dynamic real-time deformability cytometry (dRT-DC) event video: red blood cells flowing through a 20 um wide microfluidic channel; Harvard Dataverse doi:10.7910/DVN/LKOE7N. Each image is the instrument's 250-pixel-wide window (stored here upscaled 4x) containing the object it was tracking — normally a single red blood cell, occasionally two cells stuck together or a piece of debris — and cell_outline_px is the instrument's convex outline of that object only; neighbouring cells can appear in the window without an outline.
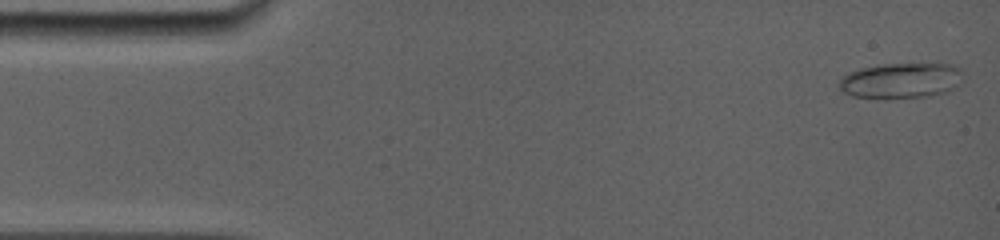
{"species": "common noctule bat (a hibernating species)", "species_latin": "Nyctalus noctula", "temperature_condition": "room temperature", "stored_images_in_passage": 38, "camera_frame_rate_fps": 5000, "um_per_image_px": 0.085, "animal": {"sex": "female", "body_mass_g": 19.0, "forearm_length_mm": 56.7}, "frame": {"image": 1, "passage_image": 1, "time_ms": 0.0, "image_size_px": [1000, 240], "cell_outline_px": [[960, 72], [956, 84], [944, 92], [932, 96], [852, 96], [844, 92], [840, 88], [840, 80], [848, 72], [860, 68], [876, 64], [956, 64], [960, 68]], "centroid_in_image_um": [76.54, 6.8], "position_along_channel_um": 8.5, "area_um2": 24.57}}
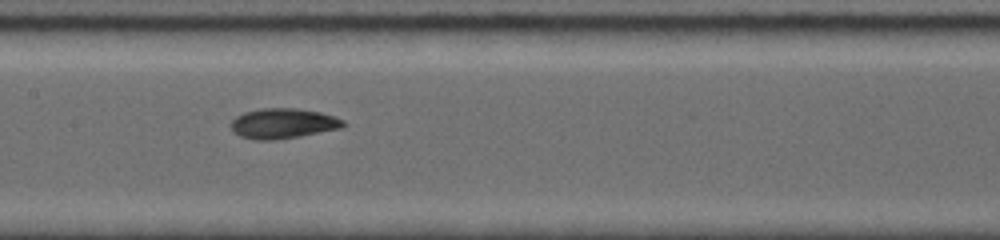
{"frame": {"image": 2, "passage_image": 20, "time_ms": 7.4, "image_size_px": [1000, 240], "cell_outline_px": [[348, 124], [340, 128], [300, 136], [276, 140], [256, 140], [240, 136], [228, 124], [236, 116], [244, 112], [260, 108], [296, 108], [320, 112], [344, 120]], "centroid_in_image_um": [24.04, 10.49], "position_along_channel_um": 183.4, "area_um2": 19.77}}
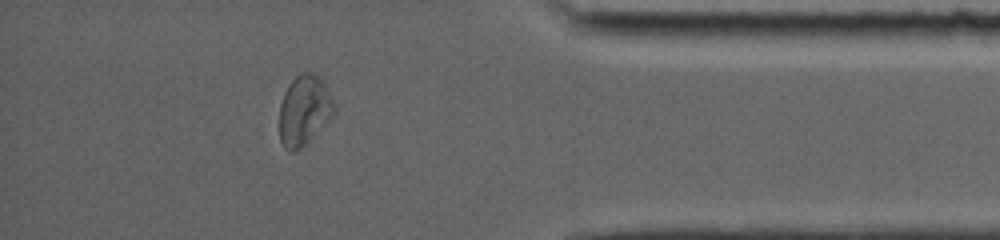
{"frame": {"image": 3, "passage_image": 34, "time_ms": 13.6, "image_size_px": [1000, 240], "cell_outline_px": [[336, 112], [300, 148], [292, 152], [288, 152], [284, 148], [280, 140], [280, 104], [284, 92], [288, 84], [300, 72], [312, 72], [324, 84], [336, 104]], "centroid_in_image_um": [25.84, 9.36], "position_along_channel_um": 409.4, "area_um2": 22.08}, "authors_computed_cell_mechanics": {"area_um2": 19.6809, "velocity_mm_per_s": 3.9148, "shape_relaxation_time_tau1_ms": 6.2885, "shape_relaxation_time_tau2_ms": 2.4156, "deformation_change_tau1": 0.1923, "deformation_change_tau2": 0.0629}}